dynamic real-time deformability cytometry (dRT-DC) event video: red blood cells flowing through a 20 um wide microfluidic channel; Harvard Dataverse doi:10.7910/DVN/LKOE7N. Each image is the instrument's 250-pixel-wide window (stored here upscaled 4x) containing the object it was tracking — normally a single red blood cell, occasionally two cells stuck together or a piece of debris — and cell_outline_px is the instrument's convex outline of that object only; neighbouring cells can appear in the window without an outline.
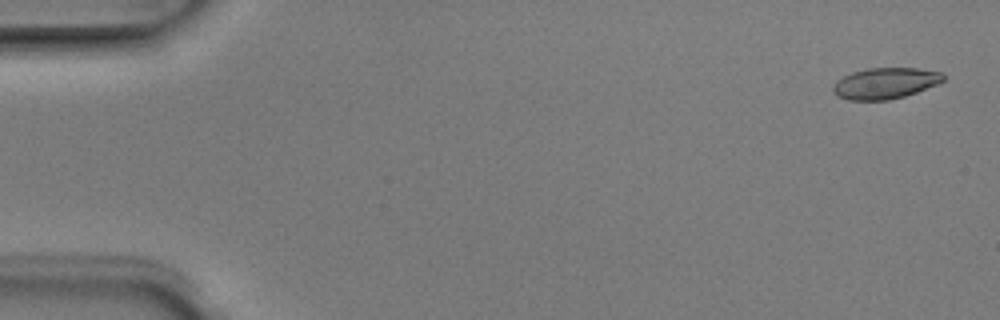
{"species": "Egyptian fruit bat (a non-hibernating species)", "species_latin": "Rousettus aegyptiacus", "temperature_condition": "room temperature", "stored_images_in_passage": 3, "camera_frame_rate_fps": 3000, "um_per_image_px": 0.085, "animal": {"sex": "male"}, "frame": {"image": 1, "passage_image": 1, "time_ms": 0.0, "image_size_px": [1000, 320], "cell_outline_px": [[944, 80], [936, 84], [916, 92], [904, 96], [888, 100], [848, 100], [832, 92], [832, 88], [836, 80], [852, 72], [868, 68], [916, 68], [944, 72]], "centroid_in_image_um": [75.23, 7.07], "position_along_channel_um": 9.8, "area_um2": 19.88}}